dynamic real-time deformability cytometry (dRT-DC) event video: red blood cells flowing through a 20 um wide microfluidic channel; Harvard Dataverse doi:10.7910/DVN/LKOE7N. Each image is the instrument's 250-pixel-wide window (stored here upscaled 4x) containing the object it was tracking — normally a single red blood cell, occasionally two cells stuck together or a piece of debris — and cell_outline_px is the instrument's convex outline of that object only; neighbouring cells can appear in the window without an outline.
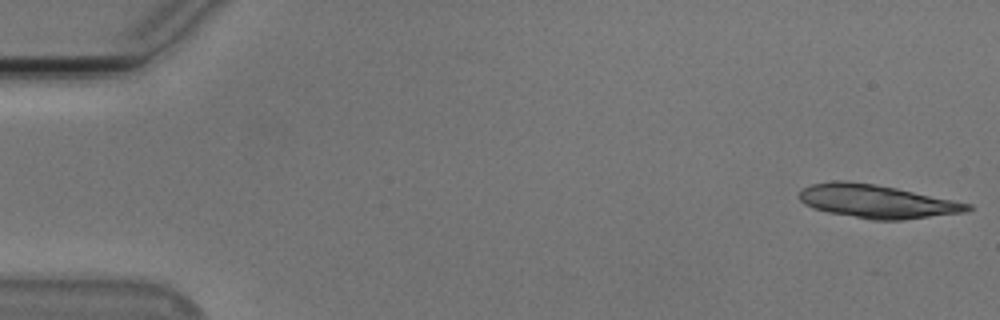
{"species": "Egyptian fruit bat (a non-hibernating species)", "species_latin": "Rousettus aegyptiacus", "temperature_condition": "cold", "stored_images_in_passage": 16, "camera_frame_rate_fps": 3000, "um_per_image_px": 0.085, "animal": {"sex": "male"}, "frame": {"image": 1, "passage_image": 1, "time_ms": 0.0, "image_size_px": [1000, 320], "cell_outline_px": [[972, 208], [964, 212], [900, 220], [872, 220], [828, 212], [812, 208], [804, 204], [800, 200], [800, 192], [804, 188], [812, 184], [836, 180], [844, 180], [872, 184], [896, 188], [972, 204]], "centroid_in_image_um": [74.5, 17.12], "position_along_channel_um": 10.5, "area_um2": 32.31}}